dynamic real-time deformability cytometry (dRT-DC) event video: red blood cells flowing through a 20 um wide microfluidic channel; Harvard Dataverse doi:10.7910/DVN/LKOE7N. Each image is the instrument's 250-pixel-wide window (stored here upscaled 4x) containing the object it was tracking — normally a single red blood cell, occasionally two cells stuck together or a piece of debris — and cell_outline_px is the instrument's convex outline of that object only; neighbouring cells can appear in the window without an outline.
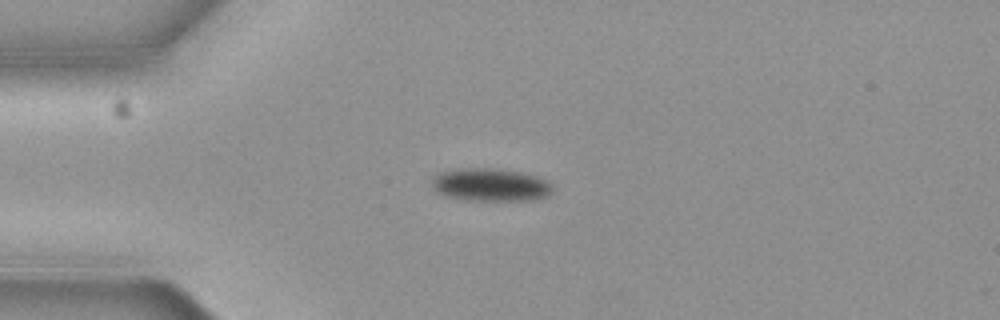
{"species": "common noctule bat (a hibernating species)", "species_latin": "Nyctalus noctula", "temperature_condition": "cold", "stored_images_in_passage": 9, "camera_frame_rate_fps": 3000, "um_per_image_px": 0.085, "animal": {"sex": "female", "body_mass_g": 19.3, "forearm_length_mm": 54.1}, "frame": {"image": 1, "passage_image": 3, "time_ms": 0.667, "image_size_px": [1000, 320], "cell_outline_px": [[556, 188], [548, 196], [536, 200], [472, 200], [444, 196], [436, 192], [432, 184], [432, 180], [440, 172], [460, 168], [488, 168], [516, 172], [536, 176], [548, 180]], "centroid_in_image_um": [41.74, 15.72], "position_along_channel_um": 43.3, "area_um2": 23.12}}
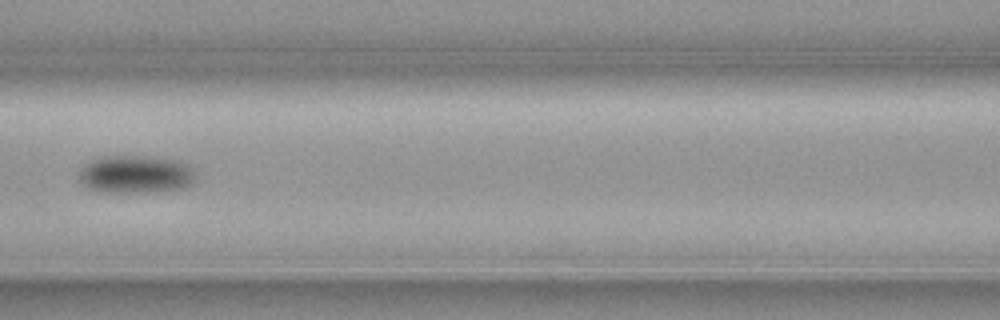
{"frame": {"image": 2, "passage_image": 6, "time_ms": 1.667, "image_size_px": [1000, 320], "cell_outline_px": [[196, 176], [188, 184], [180, 188], [156, 192], [100, 192], [84, 188], [80, 184], [80, 168], [84, 164], [92, 160], [104, 156], [156, 156], [180, 160], [188, 164], [196, 172]], "centroid_in_image_um": [11.5, 14.81], "position_along_channel_um": 155.1, "area_um2": 26.18}}